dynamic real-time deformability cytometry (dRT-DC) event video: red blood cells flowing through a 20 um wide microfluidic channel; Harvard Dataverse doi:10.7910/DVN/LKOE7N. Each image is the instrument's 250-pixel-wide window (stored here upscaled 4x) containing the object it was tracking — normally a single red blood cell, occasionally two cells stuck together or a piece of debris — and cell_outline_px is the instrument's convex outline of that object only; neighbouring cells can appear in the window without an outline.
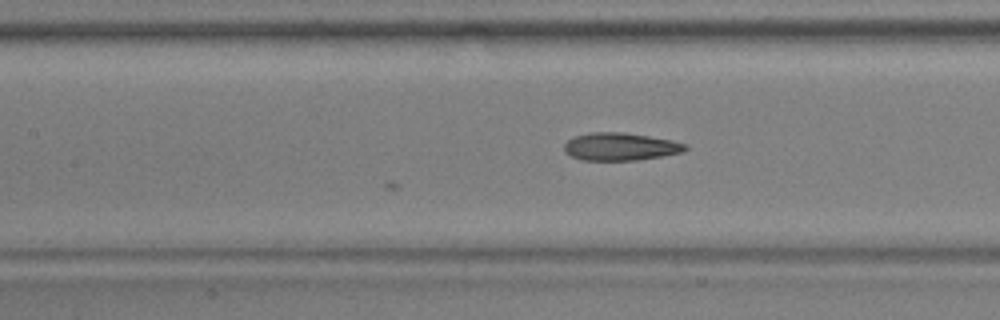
{"species": "common noctule bat (a hibernating species)", "species_latin": "Nyctalus noctula", "temperature_condition": "warm", "stored_images_in_passage": 9, "camera_frame_rate_fps": 3000, "um_per_image_px": 0.085, "animal": {"sex": "male", "body_mass_g": 17.9, "forearm_length_mm": 54.2}, "frame": {"image": 1, "passage_image": 9, "time_ms": 2.667, "image_size_px": [1000, 320], "cell_outline_px": [[688, 148], [684, 152], [636, 160], [580, 160], [564, 152], [564, 144], [568, 140], [576, 136], [592, 132], [624, 132], [672, 140], [688, 144]], "centroid_in_image_um": [52.74, 12.46], "position_along_channel_um": 154.7, "area_um2": 19.54}}